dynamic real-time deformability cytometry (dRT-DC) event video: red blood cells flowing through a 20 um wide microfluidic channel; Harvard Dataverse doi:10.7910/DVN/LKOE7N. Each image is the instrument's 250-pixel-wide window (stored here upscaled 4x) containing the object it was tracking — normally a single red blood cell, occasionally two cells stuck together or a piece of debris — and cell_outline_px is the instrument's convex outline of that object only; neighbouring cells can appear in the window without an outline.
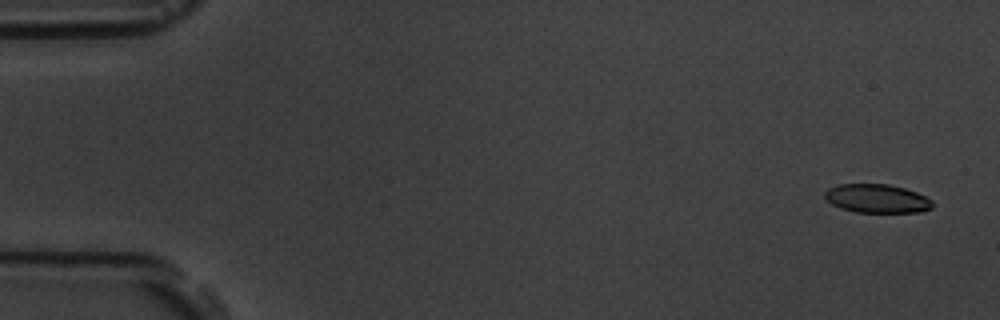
{"species": "common noctule bat (a hibernating species)", "species_latin": "Nyctalus noctula", "temperature_condition": "room temperature", "stored_images_in_passage": 4, "camera_frame_rate_fps": 3000, "um_per_image_px": 0.085, "animal": {"sex": "male", "body_mass_g": 19.5, "forearm_length_mm": 54.6}, "frame": {"image": 1, "passage_image": 1, "time_ms": 0.0, "image_size_px": [1000, 320], "cell_outline_px": [[932, 208], [920, 212], [856, 212], [840, 208], [832, 204], [824, 196], [824, 192], [828, 188], [836, 184], [888, 184], [904, 188], [916, 192], [932, 200]], "centroid_in_image_um": [74.52, 16.87], "position_along_channel_um": 10.5, "area_um2": 17.98}}